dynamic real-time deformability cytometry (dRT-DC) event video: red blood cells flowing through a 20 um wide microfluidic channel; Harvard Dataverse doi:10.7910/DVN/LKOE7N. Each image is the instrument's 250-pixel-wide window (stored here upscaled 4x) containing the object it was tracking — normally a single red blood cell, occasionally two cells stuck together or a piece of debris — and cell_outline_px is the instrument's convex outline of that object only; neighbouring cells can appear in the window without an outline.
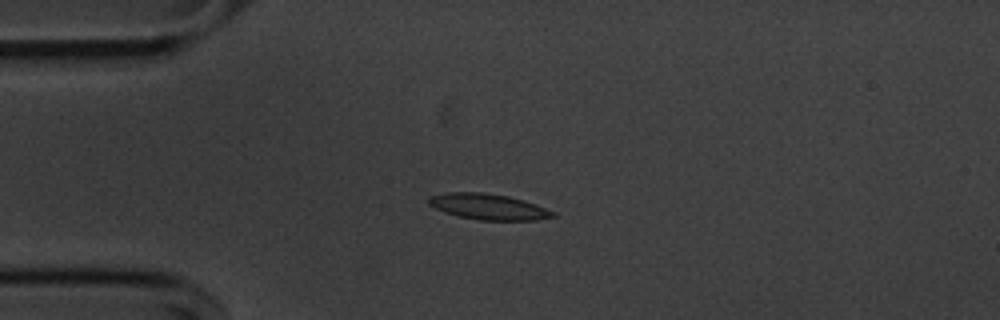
{"species": "common noctule bat (a hibernating species)", "species_latin": "Nyctalus noctula", "temperature_condition": "cold", "stored_images_in_passage": 42, "camera_frame_rate_fps": 3000, "um_per_image_px": 0.085, "animal": {"sex": "male", "body_mass_g": 20.1, "forearm_length_mm": 53.5}, "frame": {"image": 1, "passage_image": 1, "time_ms": 0.0, "image_size_px": [1000, 320], "cell_outline_px": [[556, 216], [536, 220], [480, 220], [460, 216], [444, 212], [428, 204], [428, 196], [448, 192], [480, 192], [508, 196], [524, 200], [536, 204], [556, 212]], "centroid_in_image_um": [41.52, 17.56], "position_along_channel_um": 43.5, "area_um2": 18.67}}
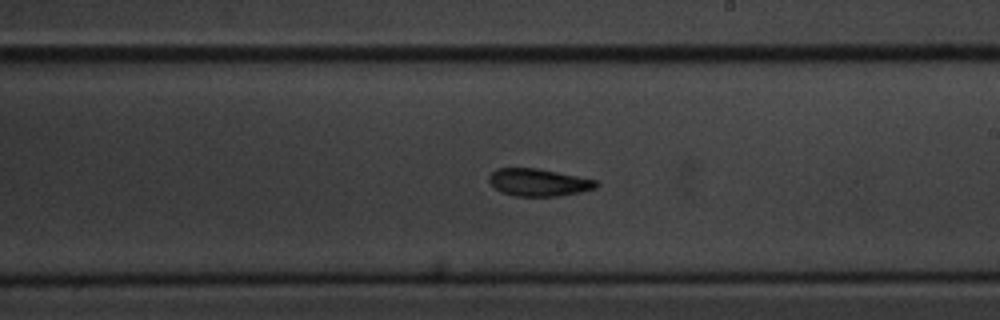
{"frame": {"image": 2, "passage_image": 19, "time_ms": 6.0, "image_size_px": [1000, 320], "cell_outline_px": [[600, 184], [596, 188], [580, 192], [560, 196], [516, 196], [500, 192], [488, 180], [488, 176], [496, 168], [536, 168], [596, 180]], "centroid_in_image_um": [45.77, 15.51], "position_along_channel_um": 243.2, "area_um2": 17.05}}
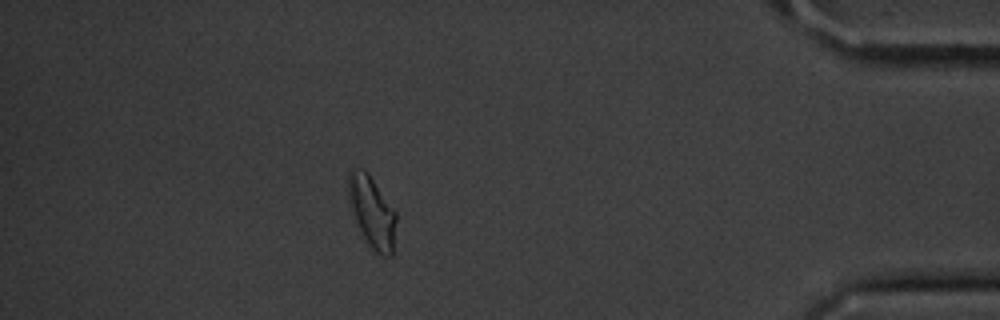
{"frame": {"image": 3, "passage_image": 36, "time_ms": 11.667, "image_size_px": [1000, 320], "cell_outline_px": [[396, 220], [392, 256], [380, 256], [368, 244], [356, 220], [348, 200], [348, 172], [352, 168], [356, 168], [368, 172], [396, 212]], "centroid_in_image_um": [31.62, 18.0], "position_along_channel_um": 403.6, "area_um2": 19.65}, "authors_computed_cell_mechanics": {"area_um2": 17.8024, "velocity_mm_per_s": 3.6357, "shape_relaxation_time_tau1_ms": 7.5424, "shape_relaxation_time_tau2_ms": 6.2978, "deformation_change_tau1": 0.1561, "deformation_change_tau2": 0.1355}}